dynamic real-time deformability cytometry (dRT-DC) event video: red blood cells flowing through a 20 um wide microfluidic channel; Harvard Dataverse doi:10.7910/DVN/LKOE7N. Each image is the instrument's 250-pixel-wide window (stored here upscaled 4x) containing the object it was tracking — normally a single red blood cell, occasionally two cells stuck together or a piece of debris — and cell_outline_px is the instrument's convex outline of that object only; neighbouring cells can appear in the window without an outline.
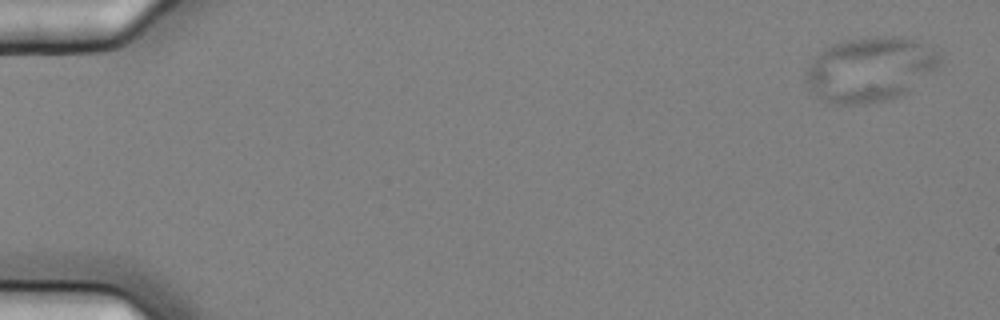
{"species": "common noctule bat (a hibernating species)", "species_latin": "Nyctalus noctula", "temperature_condition": "cold", "stored_images_in_passage": 6, "camera_frame_rate_fps": 3000, "um_per_image_px": 0.085, "animal": {"sex": "female", "body_mass_g": 25.1}, "frame": {"image": 1, "passage_image": 1, "time_ms": 0.0, "image_size_px": [1000, 320], "cell_outline_px": [[940, 60], [908, 92], [888, 100], [864, 104], [836, 104], [824, 100], [808, 88], [804, 80], [804, 72], [812, 56], [824, 48], [832, 44], [848, 40], [876, 36], [908, 36], [936, 52], [940, 56]], "centroid_in_image_um": [73.84, 5.88], "position_along_channel_um": 11.2, "area_um2": 50.11}}